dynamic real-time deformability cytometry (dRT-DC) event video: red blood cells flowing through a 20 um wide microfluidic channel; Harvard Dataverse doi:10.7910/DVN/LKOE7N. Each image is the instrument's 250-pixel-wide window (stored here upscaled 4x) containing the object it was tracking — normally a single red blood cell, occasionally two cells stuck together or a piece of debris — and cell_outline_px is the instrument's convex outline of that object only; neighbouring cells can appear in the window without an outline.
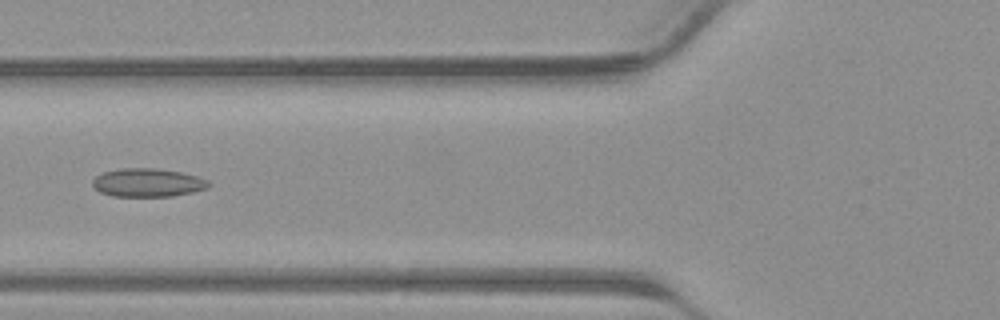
{"species": "common noctule bat (a hibernating species)", "species_latin": "Nyctalus noctula", "temperature_condition": "warm", "stored_images_in_passage": 28, "camera_frame_rate_fps": 3000, "um_per_image_px": 0.085, "animal": {"sex": "male", "body_mass_g": 23.1, "forearm_length_mm": 52.7}, "frame": {"image": 1, "passage_image": 6, "time_ms": 1.667, "image_size_px": [1000, 320], "cell_outline_px": [[212, 184], [208, 188], [192, 192], [172, 196], [112, 196], [100, 192], [92, 184], [92, 180], [96, 176], [104, 172], [124, 168], [156, 168], [180, 172], [196, 176], [208, 180]], "centroid_in_image_um": [12.57, 15.52], "position_along_channel_um": 113.2, "area_um2": 19.13}}
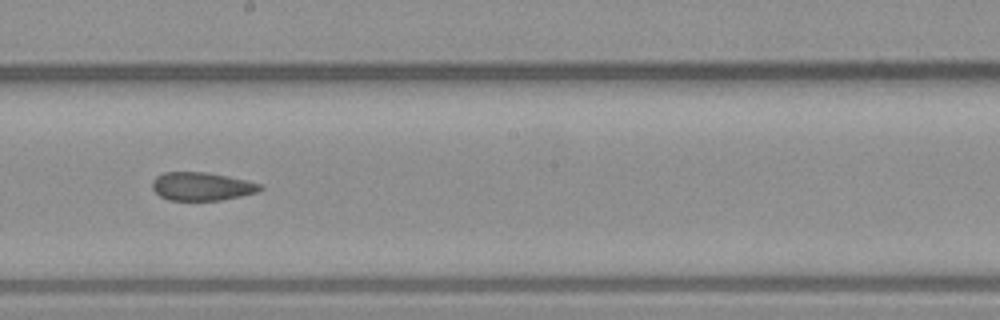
{"frame": {"image": 2, "passage_image": 13, "time_ms": 4.0, "image_size_px": [1000, 320], "cell_outline_px": [[264, 188], [256, 192], [240, 196], [220, 200], [168, 200], [160, 196], [152, 188], [152, 180], [156, 176], [164, 172], [208, 172], [228, 176], [260, 184]], "centroid_in_image_um": [17.11, 15.84], "position_along_channel_um": 231.1, "area_um2": 17.69}}
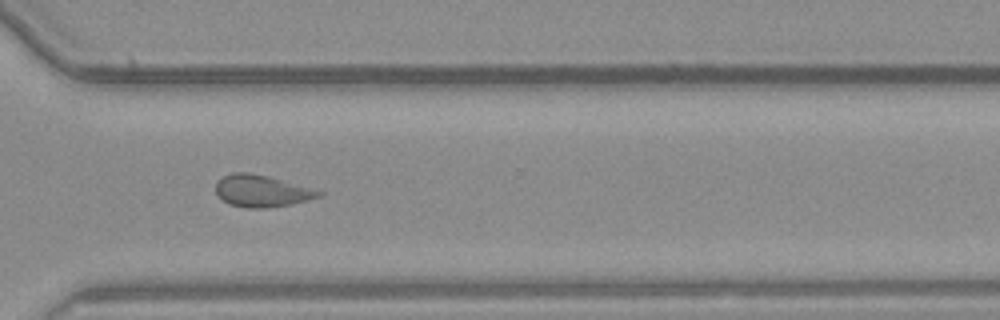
{"frame": {"image": 3, "passage_image": 20, "time_ms": 6.333, "image_size_px": [1000, 320], "cell_outline_px": [[324, 192], [320, 196], [308, 200], [268, 208], [244, 208], [228, 204], [216, 192], [216, 180], [232, 172], [248, 172], [268, 176]], "centroid_in_image_um": [22.2, 16.23], "position_along_channel_um": 348.4, "area_um2": 18.96}}